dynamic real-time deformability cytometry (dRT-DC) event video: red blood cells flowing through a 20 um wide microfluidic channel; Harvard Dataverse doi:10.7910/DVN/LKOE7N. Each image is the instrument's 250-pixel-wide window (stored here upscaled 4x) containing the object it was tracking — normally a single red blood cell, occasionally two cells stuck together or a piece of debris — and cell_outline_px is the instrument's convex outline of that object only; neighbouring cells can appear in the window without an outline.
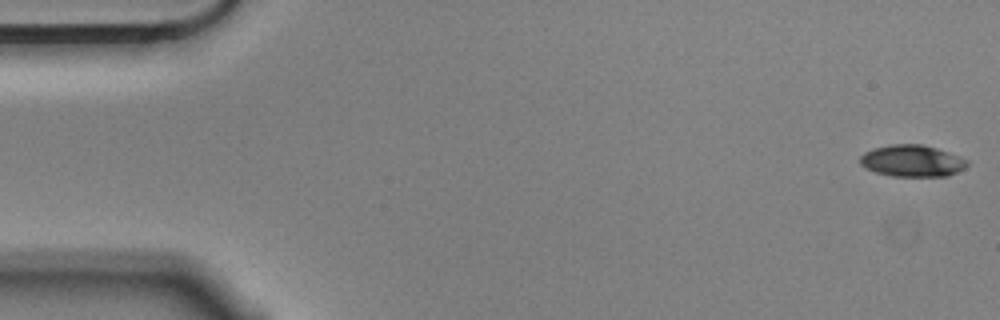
{"species": "Egyptian fruit bat (a non-hibernating species)", "species_latin": "Rousettus aegyptiacus", "temperature_condition": "cold", "stored_images_in_passage": 7, "camera_frame_rate_fps": 3000, "um_per_image_px": 0.085, "animal": {"sex": "male"}, "frame": {"image": 1, "passage_image": 1, "time_ms": 0.0, "image_size_px": [1000, 320], "cell_outline_px": [[968, 164], [964, 168], [948, 176], [892, 176], [876, 172], [864, 168], [860, 164], [860, 156], [864, 152], [872, 148], [892, 144], [924, 144], [960, 156], [968, 160]], "centroid_in_image_um": [77.51, 13.67], "position_along_channel_um": 7.5, "area_um2": 19.88}}